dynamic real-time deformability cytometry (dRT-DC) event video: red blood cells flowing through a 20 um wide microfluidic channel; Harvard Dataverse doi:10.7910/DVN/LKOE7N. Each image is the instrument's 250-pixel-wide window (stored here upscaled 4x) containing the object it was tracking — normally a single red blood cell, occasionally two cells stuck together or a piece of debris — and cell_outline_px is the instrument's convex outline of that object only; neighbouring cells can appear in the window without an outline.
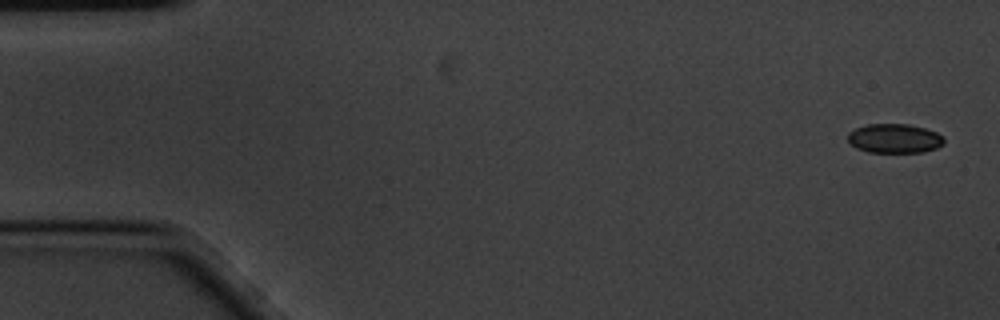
{"species": "common noctule bat (a hibernating species)", "species_latin": "Nyctalus noctula", "temperature_condition": "cold", "stored_images_in_passage": 12, "camera_frame_rate_fps": 3000, "um_per_image_px": 0.085, "animal": {"sex": "male", "body_mass_g": 20.1, "forearm_length_mm": 53.5}, "frame": {"image": 1, "passage_image": 1, "time_ms": 0.0, "image_size_px": [1000, 320], "cell_outline_px": [[944, 144], [936, 148], [924, 152], [868, 152], [856, 148], [848, 140], [848, 132], [856, 128], [868, 124], [908, 124], [924, 128], [936, 132], [944, 136]], "centroid_in_image_um": [76.05, 11.77], "position_along_channel_um": 9.0, "area_um2": 16.42}}
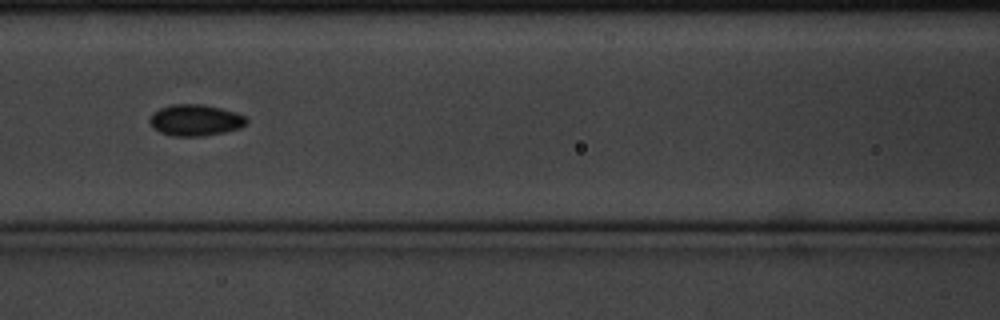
{"frame": {"image": 2, "passage_image": 7, "time_ms": 2.0, "image_size_px": [1000, 320], "cell_outline_px": [[248, 120], [240, 128], [224, 132], [200, 136], [172, 136], [160, 132], [152, 128], [148, 120], [152, 112], [160, 108], [172, 104], [200, 104], [220, 108], [244, 116]], "centroid_in_image_um": [16.53, 10.22], "position_along_channel_um": 150.1, "area_um2": 17.57}}
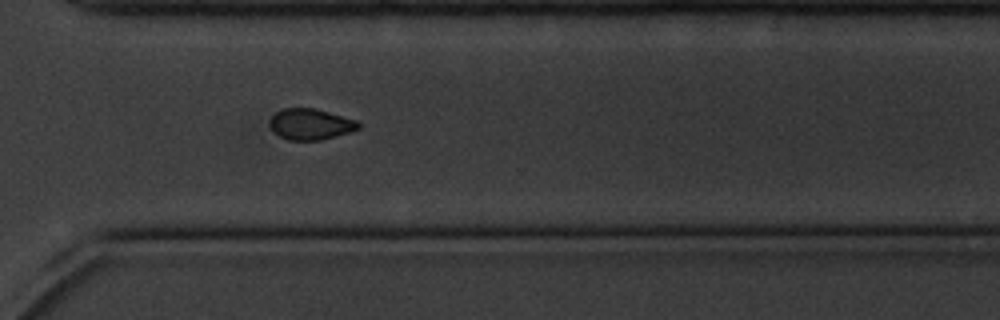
{"frame": {"image": 3, "passage_image": 12, "time_ms": 3.667, "image_size_px": [1000, 320], "cell_outline_px": [[360, 128], [336, 136], [320, 140], [288, 140], [280, 136], [268, 124], [268, 120], [276, 112], [284, 108], [316, 108], [356, 120], [360, 124]], "centroid_in_image_um": [26.38, 10.55], "position_along_channel_um": 344.2, "area_um2": 15.95}}